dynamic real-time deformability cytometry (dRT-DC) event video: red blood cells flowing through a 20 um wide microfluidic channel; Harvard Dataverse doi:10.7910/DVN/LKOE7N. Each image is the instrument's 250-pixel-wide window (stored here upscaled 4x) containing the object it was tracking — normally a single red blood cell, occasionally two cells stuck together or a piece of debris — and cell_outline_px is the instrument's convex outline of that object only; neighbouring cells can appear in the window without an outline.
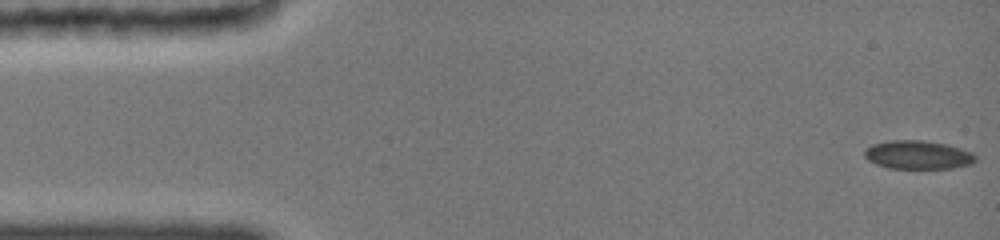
{"species": "common noctule bat (a hibernating species)", "species_latin": "Nyctalus noctula", "temperature_condition": "cold", "stored_images_in_passage": 31, "camera_frame_rate_fps": 3000, "um_per_image_px": 0.085, "animal": {"sex": "female", "body_mass_g": 19.0, "forearm_length_mm": 51.5}, "frame": {"image": 1, "passage_image": 1, "time_ms": 0.0, "image_size_px": [1000, 240], "cell_outline_px": [[976, 160], [972, 164], [952, 168], [888, 168], [876, 164], [868, 160], [864, 156], [864, 152], [872, 144], [896, 140], [920, 140], [944, 144], [960, 148], [972, 152], [976, 156]], "centroid_in_image_um": [78.04, 13.17], "position_along_channel_um": 7.0, "area_um2": 18.26}}
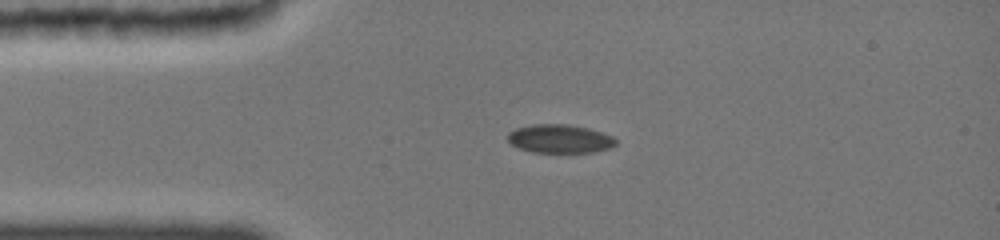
{"frame": {"image": 2, "passage_image": 22, "time_ms": 3.333, "image_size_px": [1000, 240], "cell_outline_px": [[616, 144], [608, 148], [592, 152], [532, 152], [520, 148], [512, 144], [508, 140], [508, 132], [516, 128], [540, 124], [564, 124], [584, 128], [600, 132], [612, 136], [616, 140]], "centroid_in_image_um": [47.56, 11.8], "position_along_channel_um": 37.4, "area_um2": 17.51}}